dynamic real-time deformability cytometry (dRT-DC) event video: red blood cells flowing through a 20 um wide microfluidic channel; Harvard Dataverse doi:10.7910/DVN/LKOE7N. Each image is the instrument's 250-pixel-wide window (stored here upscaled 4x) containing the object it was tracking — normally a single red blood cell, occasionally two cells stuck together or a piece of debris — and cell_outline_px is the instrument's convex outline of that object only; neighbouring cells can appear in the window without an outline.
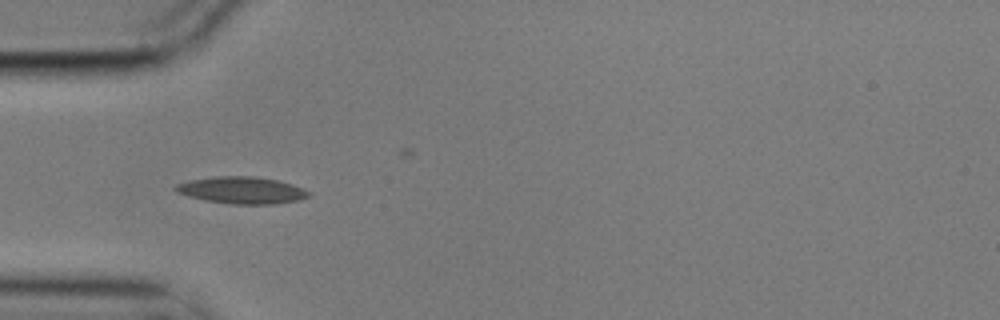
{"species": "common noctule bat (a hibernating species)", "species_latin": "Nyctalus noctula", "temperature_condition": "cold", "stored_images_in_passage": 2, "camera_frame_rate_fps": 3000, "um_per_image_px": 0.085, "animal": {"sex": "male", "body_mass_g": 17.9}, "frame": {"image": 1, "passage_image": 1, "time_ms": 0.0, "image_size_px": [1000, 320], "cell_outline_px": [[312, 196], [300, 200], [276, 204], [232, 204], [204, 200], [188, 196], [176, 192], [172, 188], [176, 184], [192, 180], [216, 176], [252, 176], [276, 180], [292, 184], [304, 188], [312, 192]], "centroid_in_image_um": [20.6, 16.18], "position_along_channel_um": 64.4, "area_um2": 21.04}}
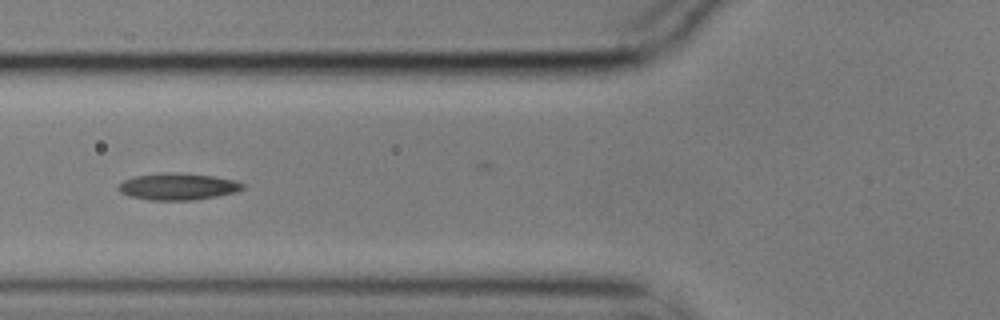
{"frame": {"image": 2, "passage_image": 2, "time_ms": 0.333, "image_size_px": [1000, 320], "cell_outline_px": [[244, 188], [236, 192], [216, 196], [192, 200], [148, 200], [128, 196], [120, 192], [116, 188], [124, 180], [136, 176], [160, 172], [172, 172], [212, 176], [232, 180], [244, 184]], "centroid_in_image_um": [15.07, 15.86], "position_along_channel_um": 110.7, "area_um2": 19.31}}